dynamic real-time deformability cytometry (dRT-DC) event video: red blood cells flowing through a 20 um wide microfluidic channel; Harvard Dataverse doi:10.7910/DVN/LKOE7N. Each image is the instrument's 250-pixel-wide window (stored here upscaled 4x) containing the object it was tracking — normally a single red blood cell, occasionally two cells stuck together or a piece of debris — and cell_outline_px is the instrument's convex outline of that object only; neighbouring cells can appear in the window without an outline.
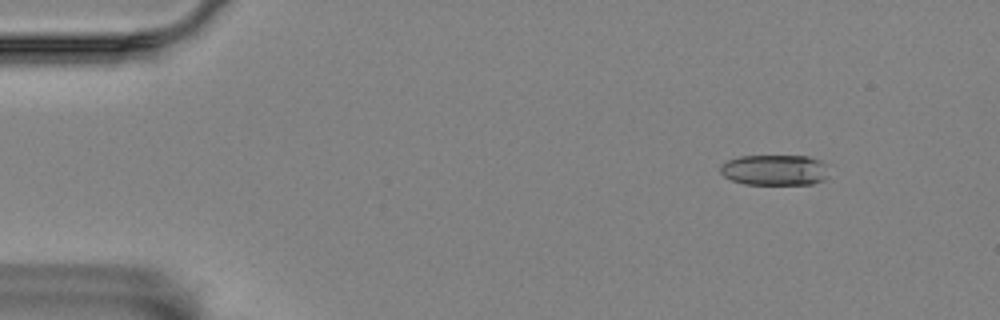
{"species": "Egyptian fruit bat (a non-hibernating species)", "species_latin": "Rousettus aegyptiacus", "temperature_condition": "room temperature", "stored_images_in_passage": 4, "camera_frame_rate_fps": 3000, "um_per_image_px": 0.085, "animal": {"sex": "female"}, "frame": {"image": 1, "passage_image": 2, "time_ms": 0.333, "image_size_px": [1000, 320], "cell_outline_px": [[828, 176], [824, 180], [812, 184], [744, 184], [732, 180], [724, 176], [720, 172], [720, 164], [728, 160], [740, 156], [808, 156], [820, 160], [828, 164]], "centroid_in_image_um": [65.88, 14.45], "position_along_channel_um": 19.1, "area_um2": 19.65}}
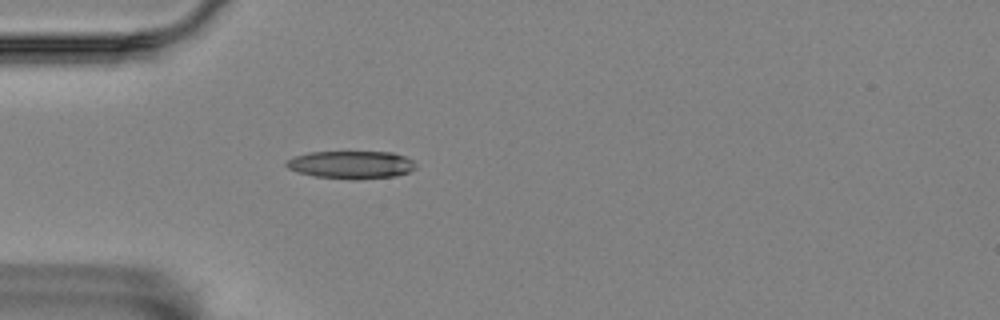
{"frame": {"image": 2, "passage_image": 4, "time_ms": 1.0, "image_size_px": [1000, 320], "cell_outline_px": [[416, 168], [408, 172], [396, 176], [360, 180], [356, 180], [316, 176], [296, 172], [288, 168], [284, 164], [284, 160], [308, 152], [392, 152], [404, 156], [412, 160], [416, 164]], "centroid_in_image_um": [29.84, 14.01], "position_along_channel_um": 55.2, "area_um2": 21.15}}